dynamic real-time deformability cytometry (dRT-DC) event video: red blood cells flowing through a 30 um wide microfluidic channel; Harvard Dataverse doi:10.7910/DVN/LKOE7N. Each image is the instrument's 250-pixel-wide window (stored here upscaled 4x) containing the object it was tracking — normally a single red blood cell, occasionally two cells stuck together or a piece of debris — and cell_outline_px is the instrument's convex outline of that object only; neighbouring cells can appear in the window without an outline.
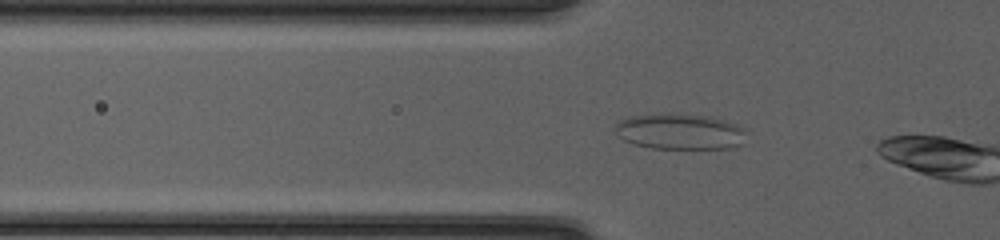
{"species": "common noctule bat (a hibernating species)", "species_latin": "Nyctalus noctula", "temperature_condition": "cold", "stored_images_in_passage": 6, "camera_frame_rate_fps": 3000, "um_per_image_px": 0.085, "animal": {"sex": "female", "body_mass_g": 20.0, "forearm_length_mm": 54.0}, "frame": {"image": 1, "passage_image": 5, "time_ms": 1.333, "image_size_px": [1000, 240], "cell_outline_px": [[744, 144], [728, 148], [652, 148], [632, 144], [616, 136], [616, 124], [620, 120], [628, 116], [652, 112], [676, 112], [712, 116], [736, 124], [744, 132]], "centroid_in_image_um": [57.72, 11.14], "position_along_channel_um": 68.1, "area_um2": 28.03}}